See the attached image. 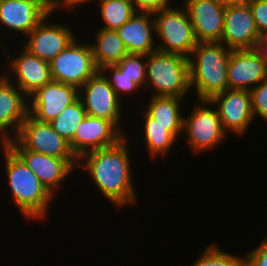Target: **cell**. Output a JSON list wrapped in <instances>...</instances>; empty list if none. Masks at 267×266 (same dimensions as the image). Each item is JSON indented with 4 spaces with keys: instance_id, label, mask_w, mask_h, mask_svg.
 Instances as JSON below:
<instances>
[{
    "instance_id": "cell-7",
    "label": "cell",
    "mask_w": 267,
    "mask_h": 266,
    "mask_svg": "<svg viewBox=\"0 0 267 266\" xmlns=\"http://www.w3.org/2000/svg\"><path fill=\"white\" fill-rule=\"evenodd\" d=\"M77 40L75 38L49 65L53 80L79 90L99 69L90 43H79Z\"/></svg>"
},
{
    "instance_id": "cell-2",
    "label": "cell",
    "mask_w": 267,
    "mask_h": 266,
    "mask_svg": "<svg viewBox=\"0 0 267 266\" xmlns=\"http://www.w3.org/2000/svg\"><path fill=\"white\" fill-rule=\"evenodd\" d=\"M13 203L26 219H43L54 196L34 172L6 145L0 144Z\"/></svg>"
},
{
    "instance_id": "cell-25",
    "label": "cell",
    "mask_w": 267,
    "mask_h": 266,
    "mask_svg": "<svg viewBox=\"0 0 267 266\" xmlns=\"http://www.w3.org/2000/svg\"><path fill=\"white\" fill-rule=\"evenodd\" d=\"M104 25L100 28L117 30L135 13L132 0H97Z\"/></svg>"
},
{
    "instance_id": "cell-34",
    "label": "cell",
    "mask_w": 267,
    "mask_h": 266,
    "mask_svg": "<svg viewBox=\"0 0 267 266\" xmlns=\"http://www.w3.org/2000/svg\"><path fill=\"white\" fill-rule=\"evenodd\" d=\"M94 1V0H93ZM85 2L87 3V2H92V0H60L54 7H53V9H55V10H58V9H60V7H61V10L62 9H65V10H72L71 11V13L73 12V11H75L74 9H76V6H79V5H81L82 6V4H85ZM64 7V8H63Z\"/></svg>"
},
{
    "instance_id": "cell-18",
    "label": "cell",
    "mask_w": 267,
    "mask_h": 266,
    "mask_svg": "<svg viewBox=\"0 0 267 266\" xmlns=\"http://www.w3.org/2000/svg\"><path fill=\"white\" fill-rule=\"evenodd\" d=\"M53 10L45 0H5L0 3V25L26 36Z\"/></svg>"
},
{
    "instance_id": "cell-4",
    "label": "cell",
    "mask_w": 267,
    "mask_h": 266,
    "mask_svg": "<svg viewBox=\"0 0 267 266\" xmlns=\"http://www.w3.org/2000/svg\"><path fill=\"white\" fill-rule=\"evenodd\" d=\"M145 86L153 90L151 96L184 99L191 91L189 58L159 50L148 54Z\"/></svg>"
},
{
    "instance_id": "cell-28",
    "label": "cell",
    "mask_w": 267,
    "mask_h": 266,
    "mask_svg": "<svg viewBox=\"0 0 267 266\" xmlns=\"http://www.w3.org/2000/svg\"><path fill=\"white\" fill-rule=\"evenodd\" d=\"M116 66L124 72V74L133 79L140 89L144 87L147 90L146 85V66H147V55L143 54H126Z\"/></svg>"
},
{
    "instance_id": "cell-9",
    "label": "cell",
    "mask_w": 267,
    "mask_h": 266,
    "mask_svg": "<svg viewBox=\"0 0 267 266\" xmlns=\"http://www.w3.org/2000/svg\"><path fill=\"white\" fill-rule=\"evenodd\" d=\"M78 98L87 115L109 120L123 133L120 127L123 102L100 71L78 90Z\"/></svg>"
},
{
    "instance_id": "cell-32",
    "label": "cell",
    "mask_w": 267,
    "mask_h": 266,
    "mask_svg": "<svg viewBox=\"0 0 267 266\" xmlns=\"http://www.w3.org/2000/svg\"><path fill=\"white\" fill-rule=\"evenodd\" d=\"M244 266H267V236L258 247L245 253Z\"/></svg>"
},
{
    "instance_id": "cell-19",
    "label": "cell",
    "mask_w": 267,
    "mask_h": 266,
    "mask_svg": "<svg viewBox=\"0 0 267 266\" xmlns=\"http://www.w3.org/2000/svg\"><path fill=\"white\" fill-rule=\"evenodd\" d=\"M182 5L198 43L221 41L225 7L216 0H184Z\"/></svg>"
},
{
    "instance_id": "cell-37",
    "label": "cell",
    "mask_w": 267,
    "mask_h": 266,
    "mask_svg": "<svg viewBox=\"0 0 267 266\" xmlns=\"http://www.w3.org/2000/svg\"><path fill=\"white\" fill-rule=\"evenodd\" d=\"M48 4L54 7L60 0H45Z\"/></svg>"
},
{
    "instance_id": "cell-22",
    "label": "cell",
    "mask_w": 267,
    "mask_h": 266,
    "mask_svg": "<svg viewBox=\"0 0 267 266\" xmlns=\"http://www.w3.org/2000/svg\"><path fill=\"white\" fill-rule=\"evenodd\" d=\"M144 121L143 134L146 148L152 159L156 156H166L170 152L176 142L178 136L183 138V126H161L157 123H152V117L143 109L141 112Z\"/></svg>"
},
{
    "instance_id": "cell-21",
    "label": "cell",
    "mask_w": 267,
    "mask_h": 266,
    "mask_svg": "<svg viewBox=\"0 0 267 266\" xmlns=\"http://www.w3.org/2000/svg\"><path fill=\"white\" fill-rule=\"evenodd\" d=\"M116 31L128 53L148 55L157 50L158 42L155 44L153 38L156 33L153 13L136 12Z\"/></svg>"
},
{
    "instance_id": "cell-15",
    "label": "cell",
    "mask_w": 267,
    "mask_h": 266,
    "mask_svg": "<svg viewBox=\"0 0 267 266\" xmlns=\"http://www.w3.org/2000/svg\"><path fill=\"white\" fill-rule=\"evenodd\" d=\"M78 99V89L55 80L28 97L29 114L38 121L50 122Z\"/></svg>"
},
{
    "instance_id": "cell-17",
    "label": "cell",
    "mask_w": 267,
    "mask_h": 266,
    "mask_svg": "<svg viewBox=\"0 0 267 266\" xmlns=\"http://www.w3.org/2000/svg\"><path fill=\"white\" fill-rule=\"evenodd\" d=\"M259 36L247 2L225 8L220 43L232 50L254 49Z\"/></svg>"
},
{
    "instance_id": "cell-26",
    "label": "cell",
    "mask_w": 267,
    "mask_h": 266,
    "mask_svg": "<svg viewBox=\"0 0 267 266\" xmlns=\"http://www.w3.org/2000/svg\"><path fill=\"white\" fill-rule=\"evenodd\" d=\"M82 101L78 98L71 105L67 106L56 118L49 123L52 128L69 143L74 138L79 123L86 117Z\"/></svg>"
},
{
    "instance_id": "cell-1",
    "label": "cell",
    "mask_w": 267,
    "mask_h": 266,
    "mask_svg": "<svg viewBox=\"0 0 267 266\" xmlns=\"http://www.w3.org/2000/svg\"><path fill=\"white\" fill-rule=\"evenodd\" d=\"M124 137L116 145L93 150L78 159L104 198L116 207L135 205L138 198L131 173L130 152Z\"/></svg>"
},
{
    "instance_id": "cell-33",
    "label": "cell",
    "mask_w": 267,
    "mask_h": 266,
    "mask_svg": "<svg viewBox=\"0 0 267 266\" xmlns=\"http://www.w3.org/2000/svg\"><path fill=\"white\" fill-rule=\"evenodd\" d=\"M136 12L155 13L170 7L171 0H132Z\"/></svg>"
},
{
    "instance_id": "cell-30",
    "label": "cell",
    "mask_w": 267,
    "mask_h": 266,
    "mask_svg": "<svg viewBox=\"0 0 267 266\" xmlns=\"http://www.w3.org/2000/svg\"><path fill=\"white\" fill-rule=\"evenodd\" d=\"M254 118L258 115L267 122V79L250 90Z\"/></svg>"
},
{
    "instance_id": "cell-20",
    "label": "cell",
    "mask_w": 267,
    "mask_h": 266,
    "mask_svg": "<svg viewBox=\"0 0 267 266\" xmlns=\"http://www.w3.org/2000/svg\"><path fill=\"white\" fill-rule=\"evenodd\" d=\"M266 79L267 65L254 49L231 51L227 65L229 89L250 91Z\"/></svg>"
},
{
    "instance_id": "cell-35",
    "label": "cell",
    "mask_w": 267,
    "mask_h": 266,
    "mask_svg": "<svg viewBox=\"0 0 267 266\" xmlns=\"http://www.w3.org/2000/svg\"><path fill=\"white\" fill-rule=\"evenodd\" d=\"M254 50L265 61L267 65V33L261 34L256 42Z\"/></svg>"
},
{
    "instance_id": "cell-36",
    "label": "cell",
    "mask_w": 267,
    "mask_h": 266,
    "mask_svg": "<svg viewBox=\"0 0 267 266\" xmlns=\"http://www.w3.org/2000/svg\"><path fill=\"white\" fill-rule=\"evenodd\" d=\"M221 6L223 7H231L235 5L242 4L246 2L247 0H216Z\"/></svg>"
},
{
    "instance_id": "cell-24",
    "label": "cell",
    "mask_w": 267,
    "mask_h": 266,
    "mask_svg": "<svg viewBox=\"0 0 267 266\" xmlns=\"http://www.w3.org/2000/svg\"><path fill=\"white\" fill-rule=\"evenodd\" d=\"M150 102L144 109L151 117L152 123L161 126H183L181 103L183 98L174 96H151Z\"/></svg>"
},
{
    "instance_id": "cell-8",
    "label": "cell",
    "mask_w": 267,
    "mask_h": 266,
    "mask_svg": "<svg viewBox=\"0 0 267 266\" xmlns=\"http://www.w3.org/2000/svg\"><path fill=\"white\" fill-rule=\"evenodd\" d=\"M14 139L24 149L65 159L74 169L78 166V158L69 142L49 122L38 121L28 114Z\"/></svg>"
},
{
    "instance_id": "cell-16",
    "label": "cell",
    "mask_w": 267,
    "mask_h": 266,
    "mask_svg": "<svg viewBox=\"0 0 267 266\" xmlns=\"http://www.w3.org/2000/svg\"><path fill=\"white\" fill-rule=\"evenodd\" d=\"M27 100L28 97L12 81L0 74V143L6 144L16 137L29 114ZM12 129L13 137L9 133Z\"/></svg>"
},
{
    "instance_id": "cell-3",
    "label": "cell",
    "mask_w": 267,
    "mask_h": 266,
    "mask_svg": "<svg viewBox=\"0 0 267 266\" xmlns=\"http://www.w3.org/2000/svg\"><path fill=\"white\" fill-rule=\"evenodd\" d=\"M231 51L220 42L198 43L192 50L189 56L190 88L196 90L198 100H210L229 89L227 65Z\"/></svg>"
},
{
    "instance_id": "cell-29",
    "label": "cell",
    "mask_w": 267,
    "mask_h": 266,
    "mask_svg": "<svg viewBox=\"0 0 267 266\" xmlns=\"http://www.w3.org/2000/svg\"><path fill=\"white\" fill-rule=\"evenodd\" d=\"M99 71L108 80L110 86L116 92L120 100L123 95H128L129 93L130 96L132 95L130 93L135 91L137 92V90L140 88L136 83L133 82V79L128 78L116 65L104 66Z\"/></svg>"
},
{
    "instance_id": "cell-23",
    "label": "cell",
    "mask_w": 267,
    "mask_h": 266,
    "mask_svg": "<svg viewBox=\"0 0 267 266\" xmlns=\"http://www.w3.org/2000/svg\"><path fill=\"white\" fill-rule=\"evenodd\" d=\"M94 39V43H90V45L99 70L107 65L118 64L128 54V50L116 30L99 28L95 32Z\"/></svg>"
},
{
    "instance_id": "cell-11",
    "label": "cell",
    "mask_w": 267,
    "mask_h": 266,
    "mask_svg": "<svg viewBox=\"0 0 267 266\" xmlns=\"http://www.w3.org/2000/svg\"><path fill=\"white\" fill-rule=\"evenodd\" d=\"M53 13H55V9L46 15L26 36L27 41L21 45L30 53L48 63L76 38V34L73 33V30L67 24L58 25L55 22L47 21Z\"/></svg>"
},
{
    "instance_id": "cell-13",
    "label": "cell",
    "mask_w": 267,
    "mask_h": 266,
    "mask_svg": "<svg viewBox=\"0 0 267 266\" xmlns=\"http://www.w3.org/2000/svg\"><path fill=\"white\" fill-rule=\"evenodd\" d=\"M6 145L34 172L53 196L69 174L75 171L65 159L24 149L15 139L9 140Z\"/></svg>"
},
{
    "instance_id": "cell-14",
    "label": "cell",
    "mask_w": 267,
    "mask_h": 266,
    "mask_svg": "<svg viewBox=\"0 0 267 266\" xmlns=\"http://www.w3.org/2000/svg\"><path fill=\"white\" fill-rule=\"evenodd\" d=\"M124 135L111 121L86 115L69 144L79 159L87 152L116 145Z\"/></svg>"
},
{
    "instance_id": "cell-10",
    "label": "cell",
    "mask_w": 267,
    "mask_h": 266,
    "mask_svg": "<svg viewBox=\"0 0 267 266\" xmlns=\"http://www.w3.org/2000/svg\"><path fill=\"white\" fill-rule=\"evenodd\" d=\"M1 40L0 48L4 51V55H6V60L9 62V70L11 71V73L4 71V75L10 81H13L27 97L33 94L38 88L43 87L53 80L48 62L30 53L23 46L21 53L14 58L12 57L14 55L8 53L7 46ZM10 74H13L14 77H11Z\"/></svg>"
},
{
    "instance_id": "cell-27",
    "label": "cell",
    "mask_w": 267,
    "mask_h": 266,
    "mask_svg": "<svg viewBox=\"0 0 267 266\" xmlns=\"http://www.w3.org/2000/svg\"><path fill=\"white\" fill-rule=\"evenodd\" d=\"M202 252L192 266H244V257L225 252L216 243Z\"/></svg>"
},
{
    "instance_id": "cell-6",
    "label": "cell",
    "mask_w": 267,
    "mask_h": 266,
    "mask_svg": "<svg viewBox=\"0 0 267 266\" xmlns=\"http://www.w3.org/2000/svg\"><path fill=\"white\" fill-rule=\"evenodd\" d=\"M189 116H183V131L189 148L195 153L211 151L225 141L224 131L219 114L210 100H199ZM211 107V108H210Z\"/></svg>"
},
{
    "instance_id": "cell-5",
    "label": "cell",
    "mask_w": 267,
    "mask_h": 266,
    "mask_svg": "<svg viewBox=\"0 0 267 266\" xmlns=\"http://www.w3.org/2000/svg\"><path fill=\"white\" fill-rule=\"evenodd\" d=\"M179 8L170 6L153 13L155 35L161 40L157 50L189 58L198 41L187 11L183 5Z\"/></svg>"
},
{
    "instance_id": "cell-12",
    "label": "cell",
    "mask_w": 267,
    "mask_h": 266,
    "mask_svg": "<svg viewBox=\"0 0 267 266\" xmlns=\"http://www.w3.org/2000/svg\"><path fill=\"white\" fill-rule=\"evenodd\" d=\"M210 102L216 107L226 133L232 131L238 136L244 135L254 120L251 95L248 90L227 89L214 95Z\"/></svg>"
},
{
    "instance_id": "cell-31",
    "label": "cell",
    "mask_w": 267,
    "mask_h": 266,
    "mask_svg": "<svg viewBox=\"0 0 267 266\" xmlns=\"http://www.w3.org/2000/svg\"><path fill=\"white\" fill-rule=\"evenodd\" d=\"M252 11L256 29L259 33H267V0H247Z\"/></svg>"
}]
</instances>
